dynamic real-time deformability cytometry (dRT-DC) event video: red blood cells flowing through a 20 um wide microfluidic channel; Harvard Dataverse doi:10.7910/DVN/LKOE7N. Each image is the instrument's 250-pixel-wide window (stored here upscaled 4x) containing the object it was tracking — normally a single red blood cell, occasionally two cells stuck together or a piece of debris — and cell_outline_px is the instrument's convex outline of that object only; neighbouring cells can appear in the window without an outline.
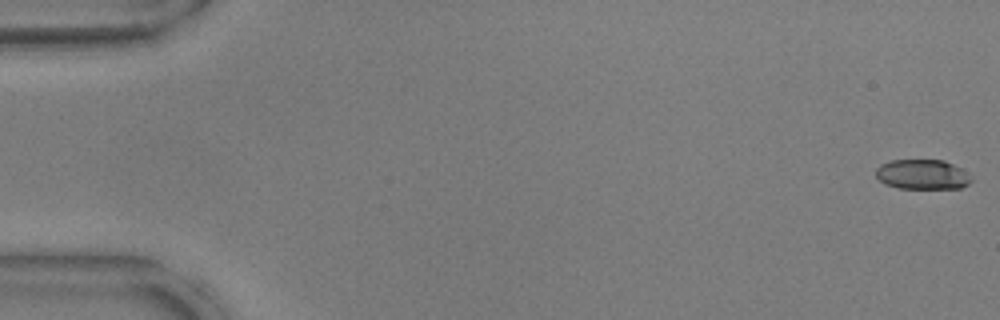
{"species": "common noctule bat (a hibernating species)", "species_latin": "Nyctalus noctula", "temperature_condition": "warm", "stored_images_in_passage": 54, "camera_frame_rate_fps": 3000, "um_per_image_px": 0.085, "animal": {"sex": "male", "body_mass_g": 17.9, "forearm_length_mm": 54.2}, "frame": {"image": 1, "passage_image": 1, "time_ms": 0.0, "image_size_px": [1000, 320], "cell_outline_px": [[968, 184], [960, 188], [900, 188], [888, 184], [880, 180], [876, 176], [876, 168], [892, 160], [940, 160], [956, 168], [968, 180]], "centroid_in_image_um": [78.27, 14.84], "position_along_channel_um": 6.7, "area_um2": 15.55}}
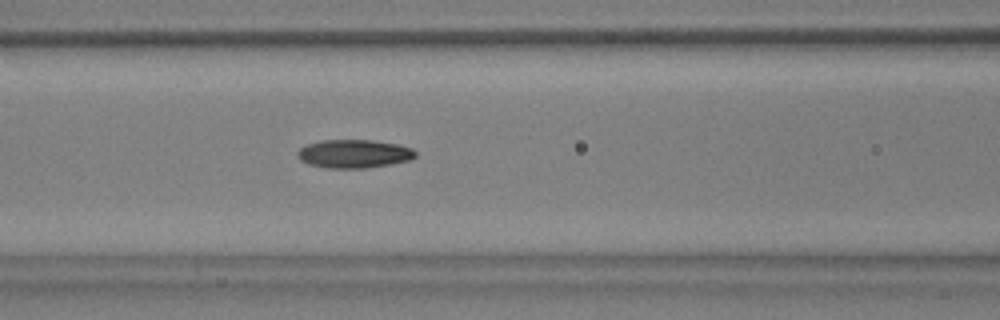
{"frame": {"image": 2, "passage_image": 23, "time_ms": 7.333, "image_size_px": [1000, 320], "cell_outline_px": [[416, 156], [408, 160], [388, 164], [360, 168], [332, 168], [312, 164], [304, 160], [300, 156], [300, 148], [308, 144], [324, 140], [368, 140], [396, 144], [412, 148], [416, 152]], "centroid_in_image_um": [30.15, 13.05], "position_along_channel_um": 136.4, "area_um2": 18.73}}
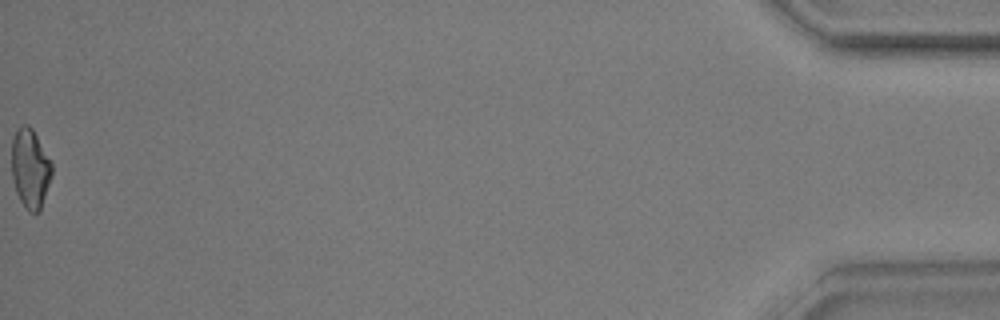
{"frame": {"image": 3, "passage_image": 54, "time_ms": 17.667, "image_size_px": [1000, 320], "cell_outline_px": [[52, 176], [40, 212], [28, 212], [20, 200], [16, 192], [12, 176], [12, 140], [16, 132], [24, 124], [28, 124], [32, 128], [52, 164]], "centroid_in_image_um": [2.58, 14.36], "position_along_channel_um": 432.6, "area_um2": 18.44}, "authors_computed_cell_mechanics": {"area_um2": 18.2937, "velocity_mm_per_s": 3.8116, "shape_relaxation_time_tau1_ms": 4.9896, "shape_relaxation_time_tau2_ms": 3.1315, "deformation_change_tau1": 0.1807, "deformation_change_tau2": 0.0939}}